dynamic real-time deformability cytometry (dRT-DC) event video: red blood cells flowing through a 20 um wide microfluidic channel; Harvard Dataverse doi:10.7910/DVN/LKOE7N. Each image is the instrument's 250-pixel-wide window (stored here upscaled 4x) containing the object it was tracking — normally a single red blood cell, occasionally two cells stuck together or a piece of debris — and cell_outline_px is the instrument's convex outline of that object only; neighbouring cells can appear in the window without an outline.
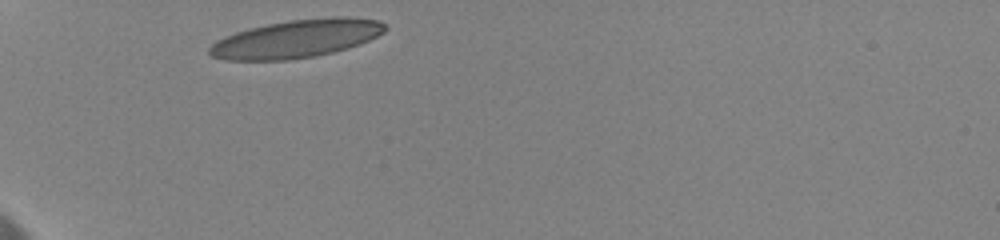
{"species": "human", "species_latin": "Homo sapiens", "temperature_condition": "cold", "stored_images_in_passage": 2, "camera_frame_rate_fps": 3000, "um_per_image_px": 0.085, "donor": {"sex": "female"}, "frame": {"image": 1, "passage_image": 1, "time_ms": 0.0, "image_size_px": [1000, 240], "cell_outline_px": [[388, 28], [384, 32], [360, 44], [348, 48], [316, 56], [288, 60], [224, 60], [212, 56], [208, 52], [208, 48], [216, 40], [224, 36], [236, 32], [268, 24], [288, 20], [328, 16], [348, 16], [380, 20]], "centroid_in_image_um": [25.22, 3.28], "position_along_channel_um": 59.8, "area_um2": 39.13}}